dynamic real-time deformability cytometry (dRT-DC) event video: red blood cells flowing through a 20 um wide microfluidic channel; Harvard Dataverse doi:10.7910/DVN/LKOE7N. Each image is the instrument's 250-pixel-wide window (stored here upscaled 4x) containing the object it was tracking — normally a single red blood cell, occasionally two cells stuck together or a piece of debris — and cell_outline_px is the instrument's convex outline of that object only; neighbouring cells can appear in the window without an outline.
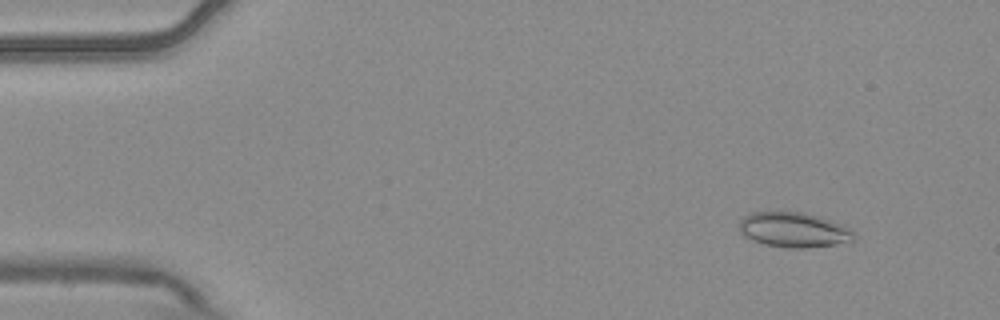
{"species": "common noctule bat (a hibernating species)", "species_latin": "Nyctalus noctula", "temperature_condition": "warm", "stored_images_in_passage": 4, "camera_frame_rate_fps": 3000, "um_per_image_px": 0.085, "animal": {"sex": "male", "body_mass_g": 20.4}, "frame": {"image": 1, "passage_image": 2, "time_ms": 0.333, "image_size_px": [1000, 320], "cell_outline_px": [[856, 240], [836, 244], [808, 248], [788, 248], [764, 244], [752, 240], [744, 236], [740, 232], [740, 220], [744, 216], [752, 212], [800, 212], [820, 216], [840, 224], [848, 228], [856, 236]], "centroid_in_image_um": [67.47, 19.54], "position_along_channel_um": 17.5, "area_um2": 23.35}}